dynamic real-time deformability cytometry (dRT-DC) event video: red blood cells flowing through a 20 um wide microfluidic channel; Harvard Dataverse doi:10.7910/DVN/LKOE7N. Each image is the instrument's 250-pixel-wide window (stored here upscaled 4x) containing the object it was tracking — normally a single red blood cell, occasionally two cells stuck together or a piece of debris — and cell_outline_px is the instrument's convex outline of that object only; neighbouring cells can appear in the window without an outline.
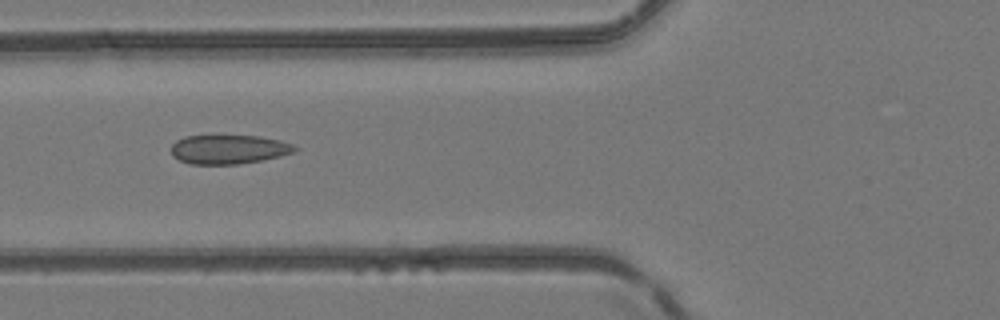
{"species": "common noctule bat (a hibernating species)", "species_latin": "Nyctalus noctula", "temperature_condition": "room temperature", "stored_images_in_passage": 5, "camera_frame_rate_fps": 3000, "um_per_image_px": 0.085, "animal": {"sex": "female", "body_mass_g": 24.6, "forearm_length_mm": 56.2}, "frame": {"image": 1, "passage_image": 5, "time_ms": 4.667, "image_size_px": [1000, 320], "cell_outline_px": [[300, 148], [292, 152], [280, 156], [264, 160], [236, 164], [188, 164], [172, 156], [172, 144], [176, 140], [184, 136], [260, 136], [280, 140], [292, 144]], "centroid_in_image_um": [19.44, 12.7], "position_along_channel_um": 106.4, "area_um2": 20.98}}